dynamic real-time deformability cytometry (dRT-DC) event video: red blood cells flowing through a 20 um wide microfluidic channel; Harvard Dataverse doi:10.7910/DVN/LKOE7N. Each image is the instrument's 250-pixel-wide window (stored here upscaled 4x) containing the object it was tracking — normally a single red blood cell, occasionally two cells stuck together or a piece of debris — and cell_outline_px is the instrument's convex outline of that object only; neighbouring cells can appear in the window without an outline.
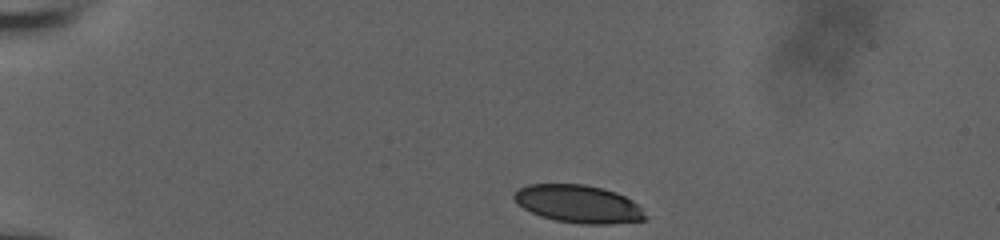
{"species": "human", "species_latin": "Homo sapiens", "temperature_condition": "room temperature", "stored_images_in_passage": 44, "camera_frame_rate_fps": 3000, "um_per_image_px": 0.085, "donor": {"sex": "male"}, "frame": {"image": 1, "passage_image": 1, "time_ms": 0.0, "image_size_px": [1000, 240], "cell_outline_px": [[648, 220], [608, 224], [580, 224], [556, 220], [540, 216], [524, 208], [512, 196], [520, 188], [528, 184], [584, 184], [616, 192], [632, 200], [648, 216]], "centroid_in_image_um": [49.2, 17.34], "position_along_channel_um": 35.8, "area_um2": 28.73}}
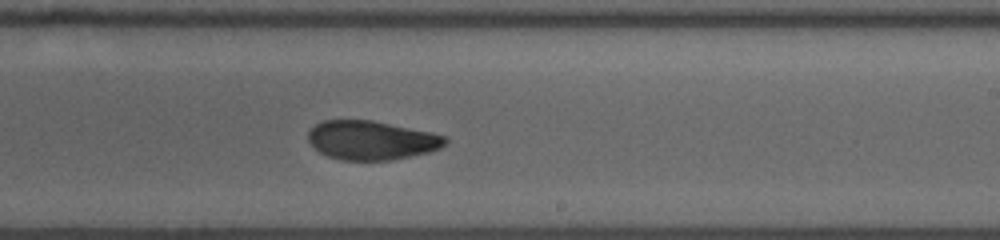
{"frame": {"image": 2, "passage_image": 24, "time_ms": 7.667, "image_size_px": [1000, 240], "cell_outline_px": [[448, 144], [432, 152], [392, 160], [340, 160], [328, 156], [320, 152], [308, 140], [308, 132], [316, 124], [324, 120], [372, 120], [432, 132], [448, 136]], "centroid_in_image_um": [31.64, 11.92], "position_along_channel_um": 257.4, "area_um2": 31.39}}
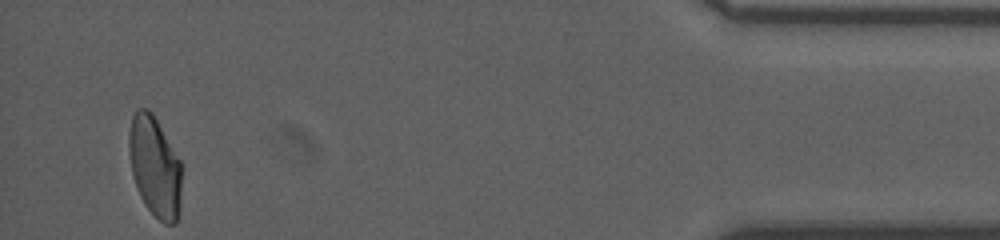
{"frame": {"image": 3, "passage_image": 42, "time_ms": 13.667, "image_size_px": [1000, 240], "cell_outline_px": [[180, 212], [176, 224], [164, 224], [144, 204], [136, 188], [132, 172], [128, 152], [128, 132], [132, 116], [136, 108], [148, 108], [152, 112], [180, 160]], "centroid_in_image_um": [13.13, 14.15], "position_along_channel_um": 422.1, "area_um2": 30.98}, "authors_computed_cell_mechanics": {"area_um2": 31.3854, "velocity_mm_per_s": 3.8301, "shape_relaxation_time_tau1_ms": null, "shape_relaxation_time_tau2_ms": 1.5907, "deformation_change_tau1": null, "deformation_change_tau2": 0.0673}}